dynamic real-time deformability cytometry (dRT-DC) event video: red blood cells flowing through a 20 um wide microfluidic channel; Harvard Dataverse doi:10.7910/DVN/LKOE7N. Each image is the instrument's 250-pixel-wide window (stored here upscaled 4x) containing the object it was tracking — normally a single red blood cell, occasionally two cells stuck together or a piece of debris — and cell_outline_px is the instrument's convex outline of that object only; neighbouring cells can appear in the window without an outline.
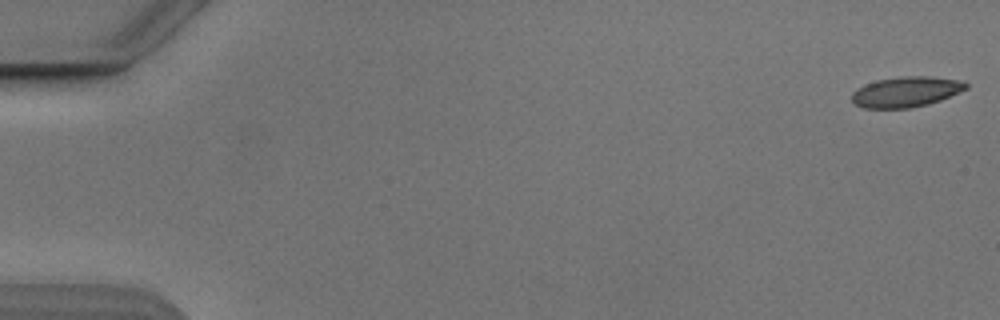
{"species": "Egyptian fruit bat (a non-hibernating species)", "species_latin": "Rousettus aegyptiacus", "temperature_condition": "cold", "stored_images_in_passage": 51, "camera_frame_rate_fps": 3000, "um_per_image_px": 0.085, "animal": {"sex": "male"}, "frame": {"image": 1, "passage_image": 1, "time_ms": 0.0, "image_size_px": [1000, 320], "cell_outline_px": [[968, 88], [940, 100], [928, 104], [908, 108], [864, 108], [856, 104], [852, 100], [852, 92], [856, 88], [864, 84], [876, 80], [900, 76], [932, 76], [956, 80], [968, 84]], "centroid_in_image_um": [76.97, 7.8], "position_along_channel_um": 8.0, "area_um2": 20.17}}
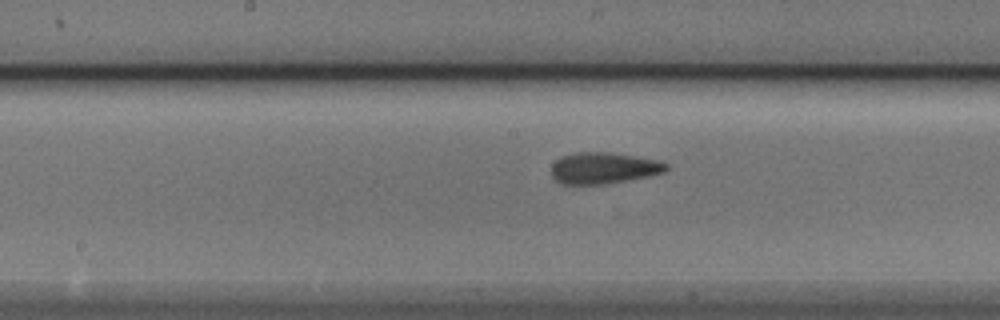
{"frame": {"image": 2, "passage_image": 28, "time_ms": 9.0, "image_size_px": [1000, 320], "cell_outline_px": [[668, 168], [664, 172], [648, 176], [608, 184], [560, 184], [552, 176], [552, 164], [556, 160], [564, 156], [576, 152], [608, 152], [660, 160], [668, 164]], "centroid_in_image_um": [51.32, 14.29], "position_along_channel_um": 196.9, "area_um2": 20.98}}
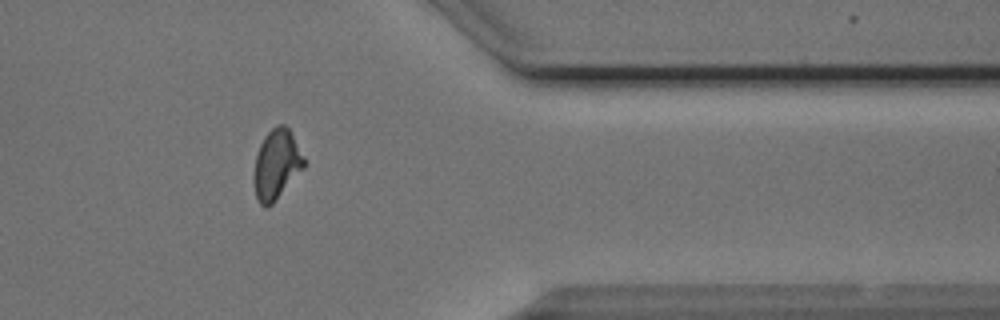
{"frame": {"image": 3, "passage_image": 44, "time_ms": 14.333, "image_size_px": [1000, 320], "cell_outline_px": [[304, 168], [272, 204], [264, 208], [260, 204], [256, 196], [252, 180], [256, 156], [260, 144], [264, 136], [276, 124], [284, 124], [292, 132], [304, 156]], "centroid_in_image_um": [23.49, 13.97], "position_along_channel_um": 387.9, "area_um2": 20.52}}